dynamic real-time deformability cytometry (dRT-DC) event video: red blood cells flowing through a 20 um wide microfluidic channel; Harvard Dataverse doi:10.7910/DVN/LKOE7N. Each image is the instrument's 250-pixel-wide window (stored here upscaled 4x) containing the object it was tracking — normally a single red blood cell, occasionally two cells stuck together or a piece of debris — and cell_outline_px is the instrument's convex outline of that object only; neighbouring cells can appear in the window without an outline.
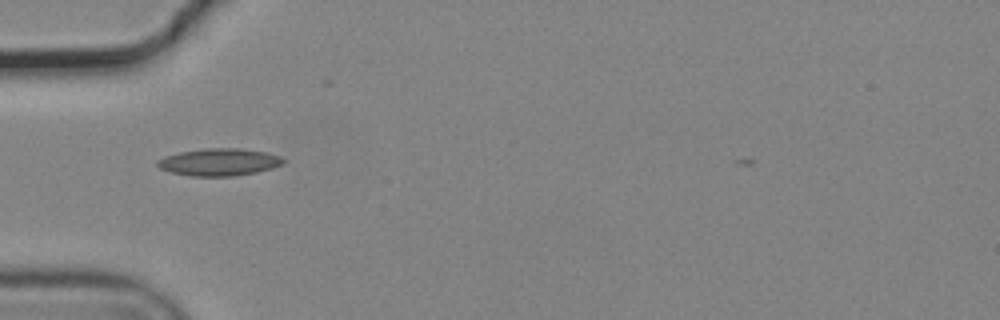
{"species": "common noctule bat (a hibernating species)", "species_latin": "Nyctalus noctula", "temperature_condition": "cold", "stored_images_in_passage": 38, "camera_frame_rate_fps": 3000, "um_per_image_px": 0.085, "animal": {"sex": "male", "body_mass_g": 19.2, "forearm_length_mm": 51.8}, "frame": {"image": 1, "passage_image": 3, "time_ms": 0.667, "image_size_px": [1000, 320], "cell_outline_px": [[288, 160], [284, 164], [272, 168], [256, 172], [232, 176], [188, 176], [172, 172], [160, 168], [156, 164], [156, 160], [164, 156], [180, 152], [204, 148], [240, 148], [264, 152], [280, 156]], "centroid_in_image_um": [18.64, 13.77], "position_along_channel_um": 66.4, "area_um2": 20.11}}
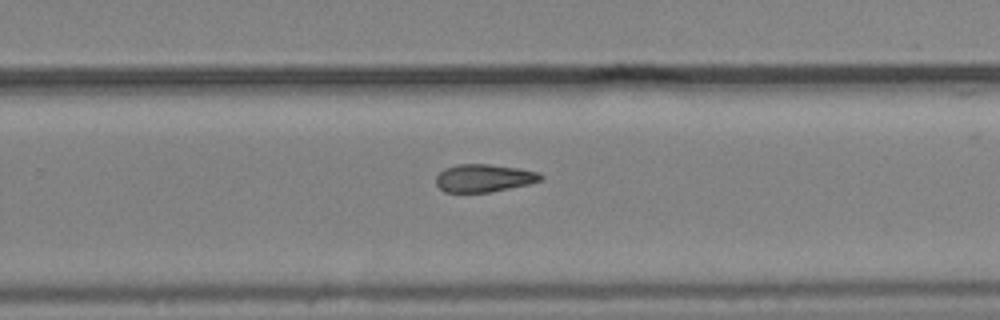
{"frame": {"image": 2, "passage_image": 21, "time_ms": 6.667, "image_size_px": [1000, 320], "cell_outline_px": [[544, 180], [528, 184], [488, 192], [444, 192], [436, 184], [436, 176], [444, 168], [456, 164], [488, 164], [520, 168], [540, 172], [544, 176]], "centroid_in_image_um": [41.15, 15.12], "position_along_channel_um": 288.6, "area_um2": 17.05}}
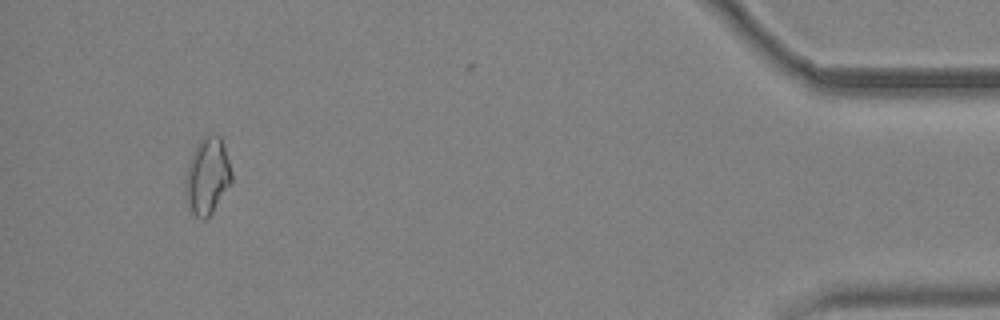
{"frame": {"image": 3, "passage_image": 37, "time_ms": 12.0, "image_size_px": [1000, 320], "cell_outline_px": [[232, 180], [212, 212], [204, 220], [200, 220], [188, 208], [184, 200], [184, 176], [192, 152], [200, 140], [208, 132], [220, 136], [232, 172]], "centroid_in_image_um": [17.57, 14.97], "position_along_channel_um": 417.6, "area_um2": 20.87}}